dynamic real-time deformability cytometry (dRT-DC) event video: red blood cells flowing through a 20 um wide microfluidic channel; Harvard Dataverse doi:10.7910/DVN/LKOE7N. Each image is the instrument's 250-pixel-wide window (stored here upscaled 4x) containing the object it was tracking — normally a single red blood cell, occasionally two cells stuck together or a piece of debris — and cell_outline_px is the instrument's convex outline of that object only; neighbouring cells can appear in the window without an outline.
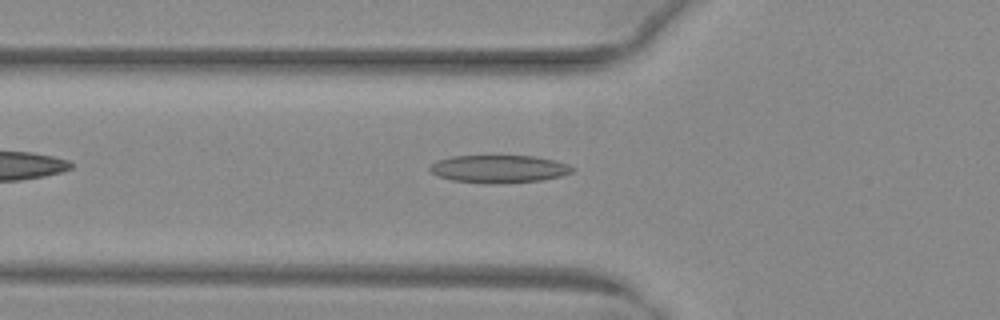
{"species": "common noctule bat (a hibernating species)", "species_latin": "Nyctalus noctula", "temperature_condition": "warm", "stored_images_in_passage": 37, "camera_frame_rate_fps": 3000, "um_per_image_px": 0.085, "animal": {"sex": "female", "body_mass_g": 29.2, "forearm_length_mm": 56.3}, "frame": {"image": 1, "passage_image": 7, "time_ms": 2.0, "image_size_px": [1000, 320], "cell_outline_px": [[572, 172], [560, 176], [544, 180], [492, 184], [484, 184], [452, 180], [436, 176], [428, 168], [432, 164], [440, 160], [452, 156], [536, 156], [556, 160], [568, 164], [572, 168]], "centroid_in_image_um": [42.41, 14.36], "position_along_channel_um": 83.4, "area_um2": 23.06}}
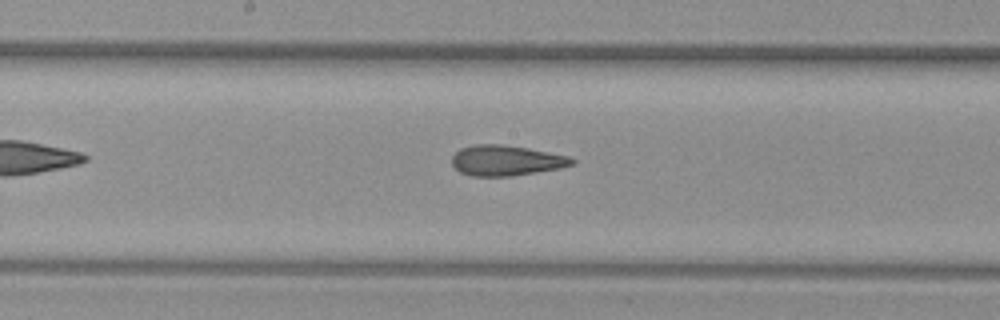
{"frame": {"image": 2, "passage_image": 16, "time_ms": 5.0, "image_size_px": [1000, 320], "cell_outline_px": [[576, 160], [572, 164], [560, 168], [512, 176], [472, 176], [460, 172], [452, 164], [452, 156], [460, 148], [476, 144], [500, 144], [528, 148], [568, 156]], "centroid_in_image_um": [43.0, 13.64], "position_along_channel_um": 205.2, "area_um2": 21.15}}
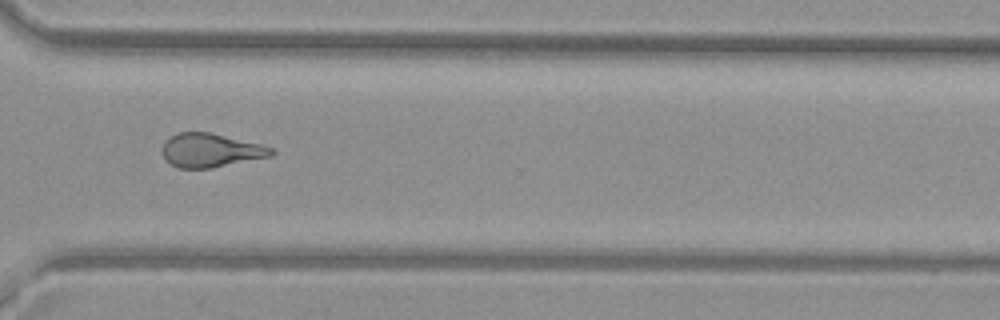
{"frame": {"image": 3, "passage_image": 27, "time_ms": 8.667, "image_size_px": [1000, 320], "cell_outline_px": [[276, 152], [272, 156], [212, 168], [180, 168], [172, 164], [160, 152], [164, 144], [172, 136], [180, 132], [208, 132], [260, 144], [272, 148]], "centroid_in_image_um": [17.93, 12.79], "position_along_channel_um": 352.7, "area_um2": 21.15}, "authors_computed_cell_mechanics": {"area_um2": 21.6172, "velocity_mm_per_s": 4.0281, "shape_relaxation_time_tau1_ms": null, "shape_relaxation_time_tau2_ms": 2.2961, "deformation_change_tau1": null, "deformation_change_tau2": 0.1164}}